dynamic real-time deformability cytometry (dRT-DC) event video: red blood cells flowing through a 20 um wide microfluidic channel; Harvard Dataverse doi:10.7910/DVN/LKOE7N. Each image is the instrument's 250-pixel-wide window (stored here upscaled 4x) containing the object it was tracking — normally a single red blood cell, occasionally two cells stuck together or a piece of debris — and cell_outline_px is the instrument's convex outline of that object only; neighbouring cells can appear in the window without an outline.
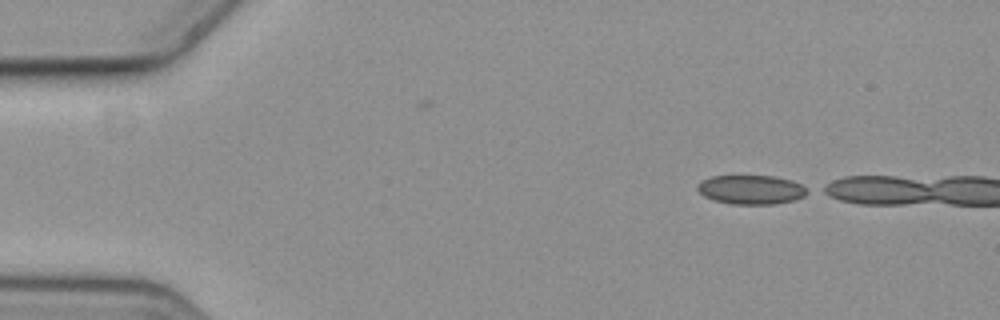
{"species": "common noctule bat (a hibernating species)", "species_latin": "Nyctalus noctula", "temperature_condition": "cold", "stored_images_in_passage": 2, "camera_frame_rate_fps": 3000, "um_per_image_px": 0.085, "animal": {"sex": "female", "body_mass_g": 19.3, "forearm_length_mm": 54.1}, "frame": {"image": 1, "passage_image": 2, "time_ms": 0.333, "image_size_px": [1000, 320], "cell_outline_px": [[812, 192], [804, 196], [792, 200], [772, 204], [732, 204], [716, 200], [704, 196], [696, 188], [696, 184], [700, 180], [712, 176], [772, 176], [792, 180], [808, 188]], "centroid_in_image_um": [63.85, 16.11], "position_along_channel_um": 21.1, "area_um2": 18.67}}